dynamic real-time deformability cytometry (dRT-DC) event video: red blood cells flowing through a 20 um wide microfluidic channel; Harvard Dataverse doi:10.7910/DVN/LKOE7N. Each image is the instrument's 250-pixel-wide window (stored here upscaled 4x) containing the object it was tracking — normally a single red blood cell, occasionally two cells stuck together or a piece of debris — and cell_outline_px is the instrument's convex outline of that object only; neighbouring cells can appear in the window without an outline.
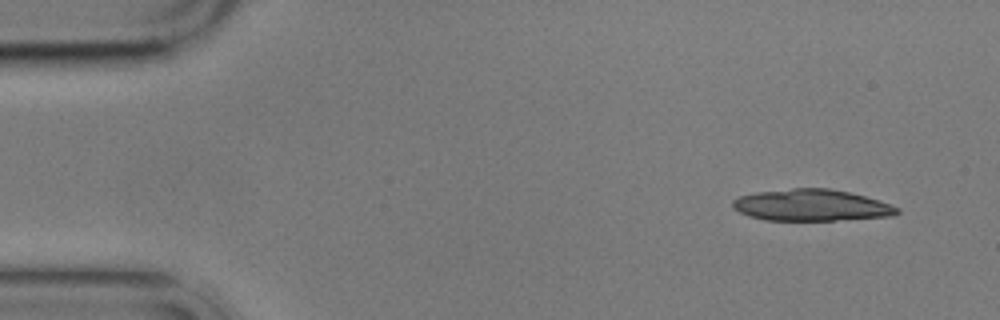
{"species": "common noctule bat (a hibernating species)", "species_latin": "Nyctalus noctula", "temperature_condition": "cold", "stored_images_in_passage": 10, "camera_frame_rate_fps": 3000, "um_per_image_px": 0.085, "animal": {"sex": "male", "body_mass_g": 17.9}, "frame": {"image": 1, "passage_image": 1, "time_ms": 0.0, "image_size_px": [1000, 320], "cell_outline_px": [[900, 212], [896, 216], [836, 220], [764, 220], [748, 216], [732, 208], [732, 200], [740, 196], [756, 192], [792, 188], [828, 188], [848, 192], [880, 200], [900, 208]], "centroid_in_image_um": [68.98, 17.45], "position_along_channel_um": 16.0, "area_um2": 30.4}}
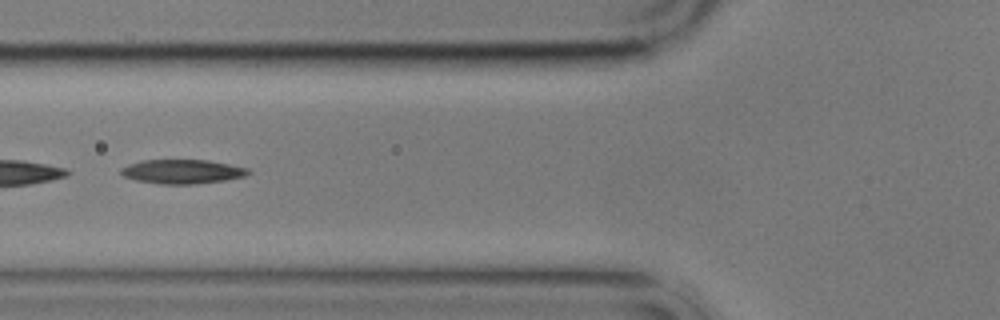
{"frame": {"image": 2, "passage_image": 5, "time_ms": 5.667, "image_size_px": [1000, 320], "cell_outline_px": [[252, 172], [244, 176], [224, 180], [192, 184], [160, 184], [136, 180], [124, 176], [120, 172], [120, 168], [128, 164], [140, 160], [208, 160], [248, 168]], "centroid_in_image_um": [15.47, 14.58], "position_along_channel_um": 110.3, "area_um2": 17.86}}